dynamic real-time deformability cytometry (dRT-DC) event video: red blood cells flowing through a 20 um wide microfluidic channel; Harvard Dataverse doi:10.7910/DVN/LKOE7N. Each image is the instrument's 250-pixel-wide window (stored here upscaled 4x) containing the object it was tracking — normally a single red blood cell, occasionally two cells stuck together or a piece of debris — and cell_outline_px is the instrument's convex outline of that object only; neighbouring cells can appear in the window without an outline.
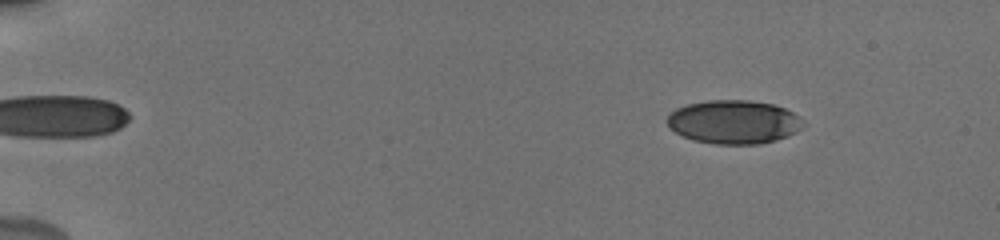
{"species": "human", "species_latin": "Homo sapiens", "temperature_condition": "cold", "stored_images_in_passage": 54, "camera_frame_rate_fps": 3000, "um_per_image_px": 0.085, "donor": {"sex": "male"}, "frame": {"image": 1, "passage_image": 7, "time_ms": 2.0, "image_size_px": [1000, 240], "cell_outline_px": [[804, 124], [800, 128], [788, 136], [776, 140], [760, 144], [716, 144], [692, 140], [668, 128], [668, 116], [676, 108], [688, 104], [708, 100], [748, 100], [772, 104], [784, 108], [800, 116]], "centroid_in_image_um": [62.37, 10.37], "position_along_channel_um": 22.6, "area_um2": 34.51}}
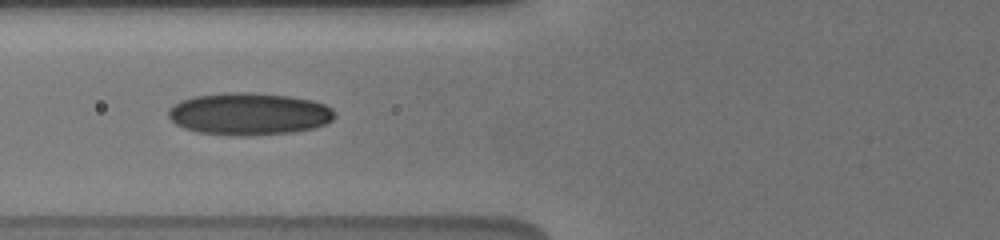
{"frame": {"image": 2, "passage_image": 23, "time_ms": 7.333, "image_size_px": [1000, 240], "cell_outline_px": [[332, 120], [316, 128], [292, 132], [248, 136], [236, 136], [196, 132], [184, 128], [176, 124], [168, 116], [168, 108], [180, 100], [196, 96], [224, 92], [252, 92], [288, 96], [312, 100], [324, 104], [332, 108]], "centroid_in_image_um": [21.13, 9.68], "position_along_channel_um": 104.7, "area_um2": 41.1}}
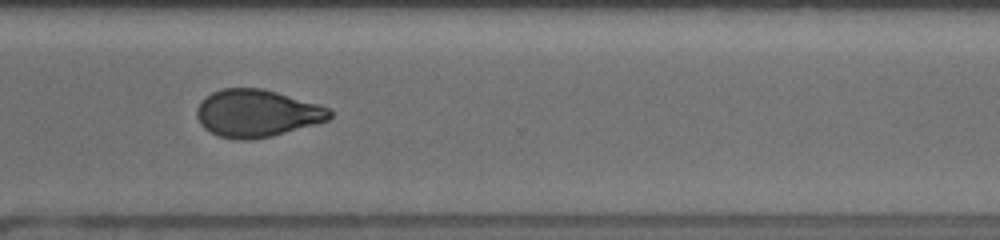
{"frame": {"image": 3, "passage_image": 42, "time_ms": 13.667, "image_size_px": [1000, 240], "cell_outline_px": [[332, 116], [328, 120], [272, 136], [248, 140], [236, 140], [220, 136], [204, 128], [200, 124], [196, 116], [196, 108], [200, 100], [212, 92], [220, 88], [260, 88], [276, 92], [316, 104], [328, 108], [332, 112]], "centroid_in_image_um": [21.77, 9.63], "position_along_channel_um": 348.8, "area_um2": 36.53}, "authors_computed_cell_mechanics": {"area_um2": 36.5007, "velocity_mm_per_s": 3.861, "shape_relaxation_time_tau1_ms": 8.2711, "shape_relaxation_time_tau2_ms": 1.6335, "deformation_change_tau1": 0.186, "deformation_change_tau2": 0.0672}}